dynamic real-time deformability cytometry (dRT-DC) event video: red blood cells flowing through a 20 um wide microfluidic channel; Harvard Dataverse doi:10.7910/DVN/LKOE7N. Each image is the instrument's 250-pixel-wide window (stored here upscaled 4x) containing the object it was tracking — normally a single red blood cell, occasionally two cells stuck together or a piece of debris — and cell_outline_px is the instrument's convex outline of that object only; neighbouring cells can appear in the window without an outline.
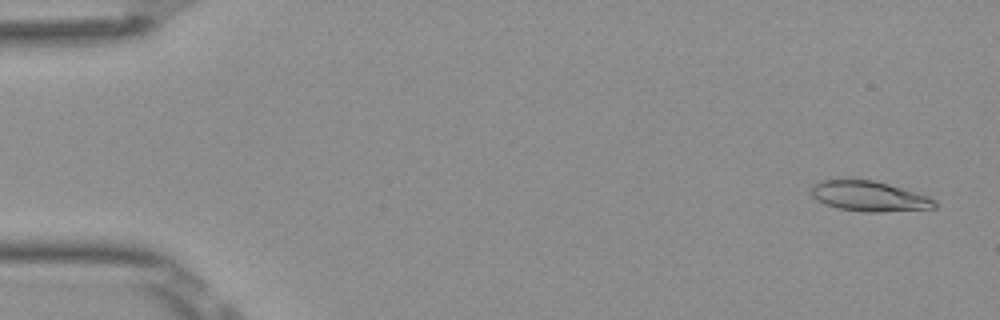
{"species": "Egyptian fruit bat (a non-hibernating species)", "species_latin": "Rousettus aegyptiacus", "temperature_condition": "room temperature", "stored_images_in_passage": 51, "camera_frame_rate_fps": 3000, "um_per_image_px": 0.085, "frame": {"image": 1, "passage_image": 2, "time_ms": 0.333, "image_size_px": [1000, 320], "cell_outline_px": [[936, 208], [880, 212], [864, 212], [840, 208], [824, 204], [816, 200], [812, 196], [812, 184], [820, 180], [872, 180], [888, 184], [928, 196], [936, 200]], "centroid_in_image_um": [73.87, 16.69], "position_along_channel_um": 11.1, "area_um2": 21.56}}
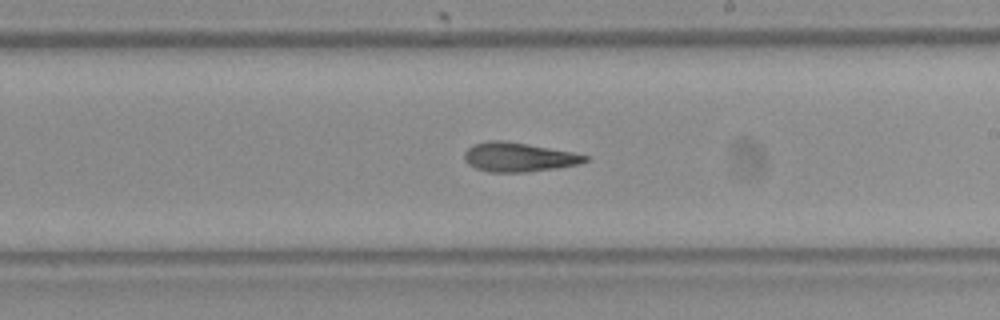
{"frame": {"image": 2, "passage_image": 30, "time_ms": 9.667, "image_size_px": [1000, 320], "cell_outline_px": [[592, 156], [588, 160], [580, 164], [556, 168], [528, 172], [488, 172], [476, 168], [468, 164], [464, 160], [464, 152], [472, 144], [488, 140], [504, 140], [528, 144], [572, 152]], "centroid_in_image_um": [44.08, 13.35], "position_along_channel_um": 244.9, "area_um2": 20.75}}
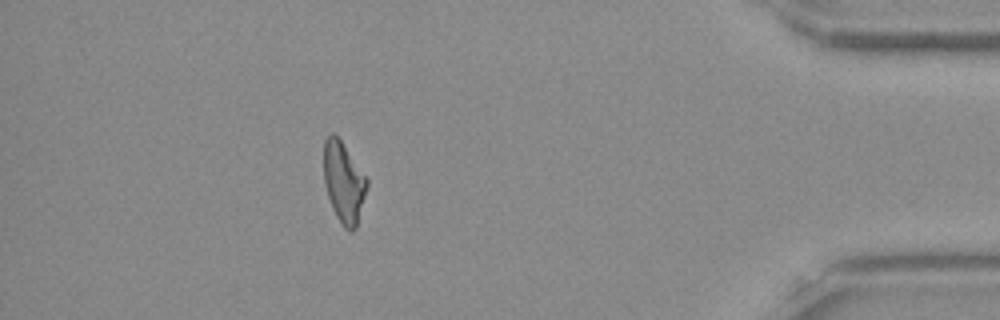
{"frame": {"image": 3, "passage_image": 46, "time_ms": 15.0, "image_size_px": [1000, 320], "cell_outline_px": [[368, 184], [356, 228], [352, 232], [348, 232], [344, 228], [336, 216], [332, 208], [324, 184], [324, 140], [332, 132], [340, 140], [368, 180]], "centroid_in_image_um": [29.2, 15.54], "position_along_channel_um": 406.0, "area_um2": 20.06}, "authors_computed_cell_mechanics": {"area_um2": 20.8658, "velocity_mm_per_s": 3.9283, "shape_relaxation_time_tau1_ms": 8.0938, "shape_relaxation_time_tau2_ms": 4.1582, "deformation_change_tau1": 0.2401, "deformation_change_tau2": 0.1503}}